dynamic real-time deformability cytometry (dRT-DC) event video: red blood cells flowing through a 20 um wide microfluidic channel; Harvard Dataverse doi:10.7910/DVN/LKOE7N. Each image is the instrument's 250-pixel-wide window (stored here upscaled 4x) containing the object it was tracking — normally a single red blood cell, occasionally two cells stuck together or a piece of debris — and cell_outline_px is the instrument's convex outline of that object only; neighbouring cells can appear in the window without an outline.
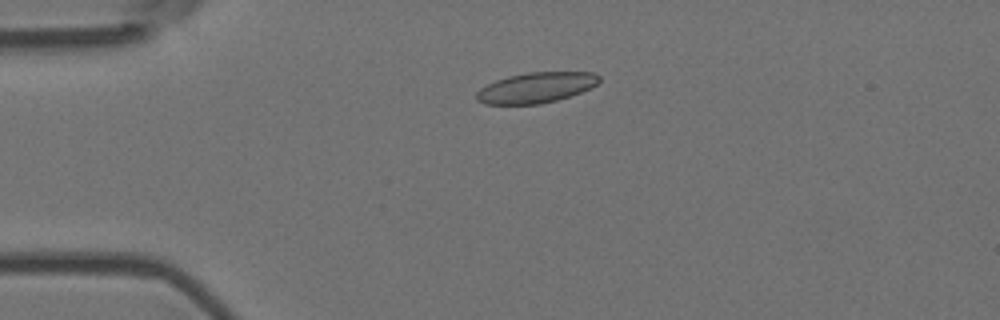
{"species": "Egyptian fruit bat (a non-hibernating species)", "species_latin": "Rousettus aegyptiacus", "temperature_condition": "room temperature", "stored_images_in_passage": 5, "camera_frame_rate_fps": 3000, "um_per_image_px": 0.085, "animal": {"sex": "female"}, "frame": {"image": 1, "passage_image": 4, "time_ms": 1.0, "image_size_px": [1000, 320], "cell_outline_px": [[600, 80], [592, 88], [556, 100], [540, 104], [484, 104], [476, 100], [476, 92], [480, 88], [496, 80], [508, 76], [528, 72], [592, 72], [600, 76]], "centroid_in_image_um": [45.55, 7.44], "position_along_channel_um": 39.4, "area_um2": 21.73}}